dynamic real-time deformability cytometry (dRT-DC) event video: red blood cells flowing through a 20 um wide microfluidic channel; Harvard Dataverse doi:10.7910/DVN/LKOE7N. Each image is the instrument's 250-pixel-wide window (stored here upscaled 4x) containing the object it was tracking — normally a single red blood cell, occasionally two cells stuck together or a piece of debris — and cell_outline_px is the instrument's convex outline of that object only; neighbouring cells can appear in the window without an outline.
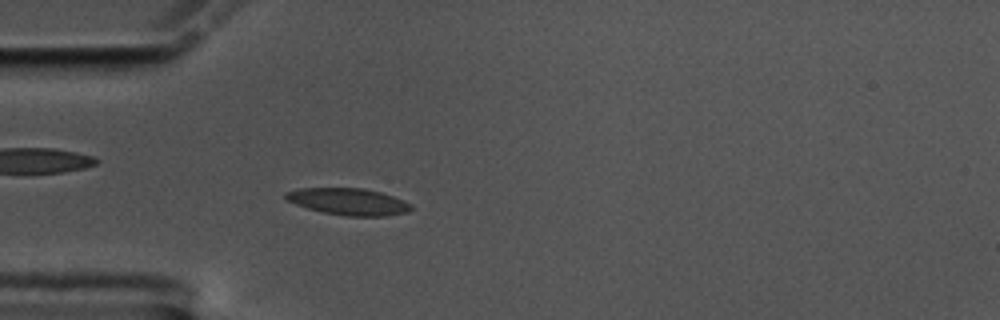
{"species": "common noctule bat (a hibernating species)", "species_latin": "Nyctalus noctula", "temperature_condition": "cold", "stored_images_in_passage": 57, "camera_frame_rate_fps": 3000, "um_per_image_px": 0.085, "animal": {"sex": "male", "body_mass_g": 17.5, "forearm_length_mm": 52.3}, "frame": {"image": 1, "passage_image": 16, "time_ms": 5.0, "image_size_px": [1000, 320], "cell_outline_px": [[412, 208], [408, 212], [384, 216], [348, 216], [324, 212], [308, 208], [296, 204], [288, 200], [284, 196], [284, 192], [300, 188], [364, 188], [380, 192], [392, 196], [412, 204]], "centroid_in_image_um": [29.62, 17.13], "position_along_channel_um": 55.4, "area_um2": 19.42}}
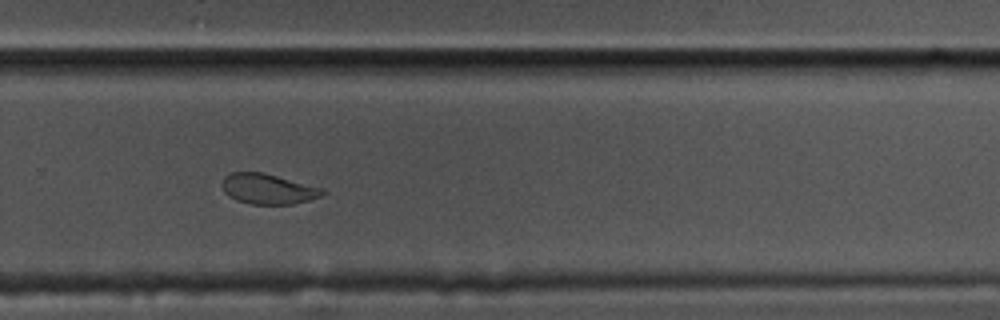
{"frame": {"image": 2, "passage_image": 38, "time_ms": 12.333, "image_size_px": [1000, 320], "cell_outline_px": [[328, 192], [320, 196], [308, 200], [292, 204], [252, 204], [236, 200], [228, 196], [224, 192], [220, 184], [224, 176], [228, 172], [260, 172], [324, 188]], "centroid_in_image_um": [22.74, 16.05], "position_along_channel_um": 307.1, "area_um2": 17.8}}
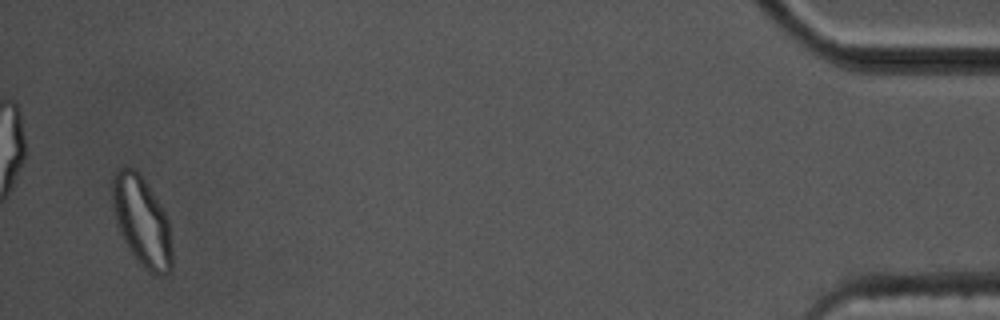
{"frame": {"image": 3, "passage_image": 55, "time_ms": 18.0, "image_size_px": [1000, 320], "cell_outline_px": [[172, 268], [164, 276], [160, 276], [148, 272], [140, 264], [124, 240], [116, 224], [112, 204], [112, 176], [116, 168], [124, 164], [136, 168], [160, 204], [168, 220], [172, 252]], "centroid_in_image_um": [12.03, 18.76], "position_along_channel_um": 423.2, "area_um2": 31.39}, "authors_computed_cell_mechanics": {"area_um2": 18.8428, "velocity_mm_per_s": 3.508, "shape_relaxation_time_tau1_ms": 4.5137, "shape_relaxation_time_tau2_ms": 2.1314, "deformation_change_tau1": 0.1481, "deformation_change_tau2": 0.0641}}